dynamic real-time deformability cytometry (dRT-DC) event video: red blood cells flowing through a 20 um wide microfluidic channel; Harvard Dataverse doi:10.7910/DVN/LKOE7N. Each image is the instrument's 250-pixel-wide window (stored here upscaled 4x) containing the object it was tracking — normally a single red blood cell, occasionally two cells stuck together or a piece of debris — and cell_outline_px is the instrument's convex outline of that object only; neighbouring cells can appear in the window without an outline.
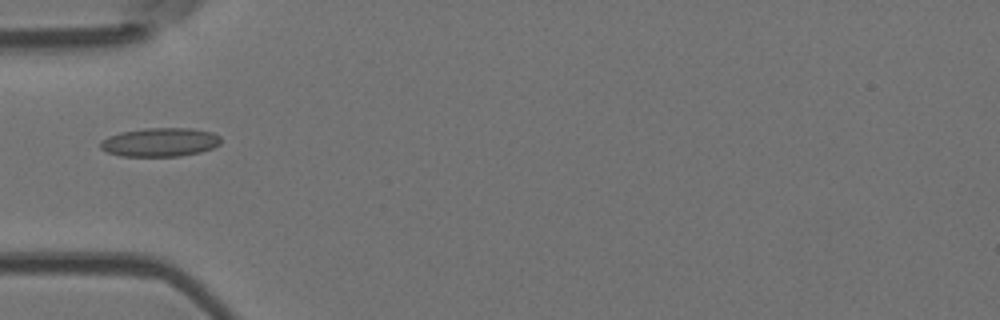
{"species": "Egyptian fruit bat (a non-hibernating species)", "species_latin": "Rousettus aegyptiacus", "temperature_condition": "room temperature", "stored_images_in_passage": 6, "camera_frame_rate_fps": 3000, "um_per_image_px": 0.085, "animal": {"sex": "female"}, "frame": {"image": 1, "passage_image": 5, "time_ms": 5.333, "image_size_px": [1000, 320], "cell_outline_px": [[220, 144], [212, 148], [200, 152], [180, 156], [120, 156], [108, 152], [100, 148], [100, 140], [108, 136], [120, 132], [144, 128], [188, 128], [212, 132], [220, 136]], "centroid_in_image_um": [13.58, 12.08], "position_along_channel_um": 71.4, "area_um2": 20.23}}
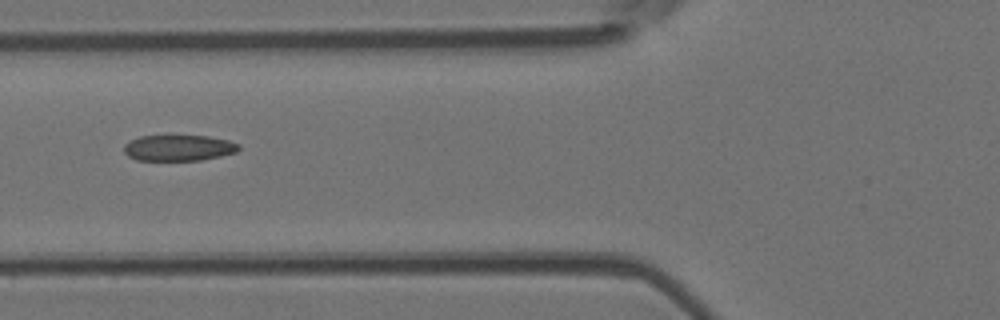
{"frame": {"image": 2, "passage_image": 6, "time_ms": 6.333, "image_size_px": [1000, 320], "cell_outline_px": [[240, 148], [236, 152], [220, 156], [200, 160], [136, 160], [128, 156], [124, 152], [124, 144], [128, 140], [140, 136], [168, 132], [208, 136], [228, 140], [240, 144]], "centroid_in_image_um": [15.14, 12.51], "position_along_channel_um": 110.7, "area_um2": 18.38}}